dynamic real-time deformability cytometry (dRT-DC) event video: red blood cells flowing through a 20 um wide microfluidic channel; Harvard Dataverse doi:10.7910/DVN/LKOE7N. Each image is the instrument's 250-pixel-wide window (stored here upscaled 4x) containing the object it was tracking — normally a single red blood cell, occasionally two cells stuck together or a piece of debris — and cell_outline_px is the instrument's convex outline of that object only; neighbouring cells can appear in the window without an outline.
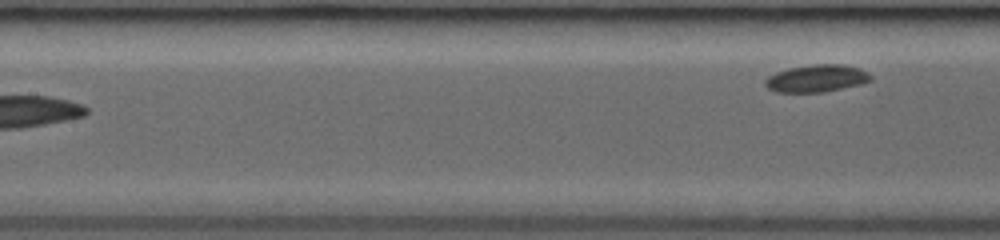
{"species": "common noctule bat (a hibernating species)", "species_latin": "Nyctalus noctula", "temperature_condition": "room temperature", "stored_images_in_passage": 11, "segment_of_instrument_passage": [2, 2], "camera_frame_rate_fps": 3000, "um_per_image_px": 0.085, "animal": {"sex": "female", "body_mass_g": 19.0, "forearm_length_mm": 53.3}, "frame": {"image": 1, "passage_image": 11, "time_ms": 7.667, "image_size_px": [1000, 240], "cell_outline_px": [[872, 80], [860, 84], [824, 92], [776, 92], [768, 88], [764, 84], [764, 80], [768, 76], [776, 72], [788, 68], [812, 64], [844, 64], [860, 68], [868, 72], [872, 76]], "centroid_in_image_um": [69.41, 6.65], "position_along_channel_um": 138.0, "area_um2": 16.94}}